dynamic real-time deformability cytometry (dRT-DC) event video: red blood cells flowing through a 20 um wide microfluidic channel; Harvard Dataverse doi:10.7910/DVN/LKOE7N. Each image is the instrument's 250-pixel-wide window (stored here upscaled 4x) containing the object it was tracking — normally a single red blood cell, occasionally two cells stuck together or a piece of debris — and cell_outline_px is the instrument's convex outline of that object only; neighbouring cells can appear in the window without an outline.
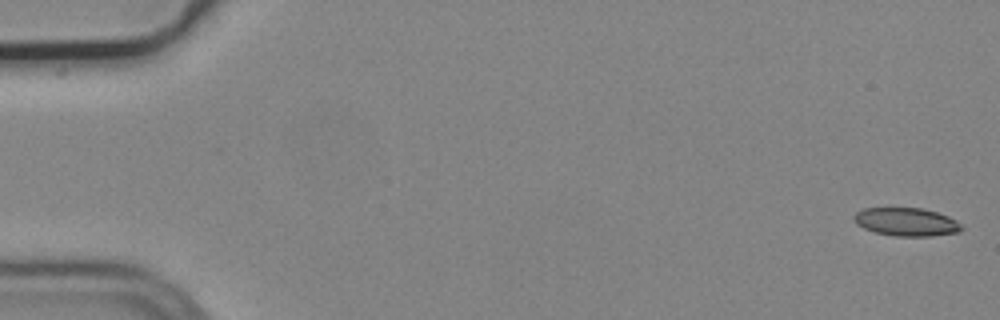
{"species": "common noctule bat (a hibernating species)", "species_latin": "Nyctalus noctula", "temperature_condition": "cold", "stored_images_in_passage": 3, "camera_frame_rate_fps": 3000, "um_per_image_px": 0.085, "animal": {"sex": "male", "body_mass_g": 19.2, "forearm_length_mm": 51.8}, "frame": {"image": 1, "passage_image": 3, "time_ms": 0.667, "image_size_px": [1000, 320], "cell_outline_px": [[964, 228], [960, 232], [932, 236], [896, 236], [876, 232], [864, 228], [856, 224], [852, 220], [852, 216], [856, 212], [864, 208], [920, 208], [936, 212], [948, 216], [956, 220]], "centroid_in_image_um": [77.03, 18.86], "position_along_channel_um": 8.0, "area_um2": 17.74}}